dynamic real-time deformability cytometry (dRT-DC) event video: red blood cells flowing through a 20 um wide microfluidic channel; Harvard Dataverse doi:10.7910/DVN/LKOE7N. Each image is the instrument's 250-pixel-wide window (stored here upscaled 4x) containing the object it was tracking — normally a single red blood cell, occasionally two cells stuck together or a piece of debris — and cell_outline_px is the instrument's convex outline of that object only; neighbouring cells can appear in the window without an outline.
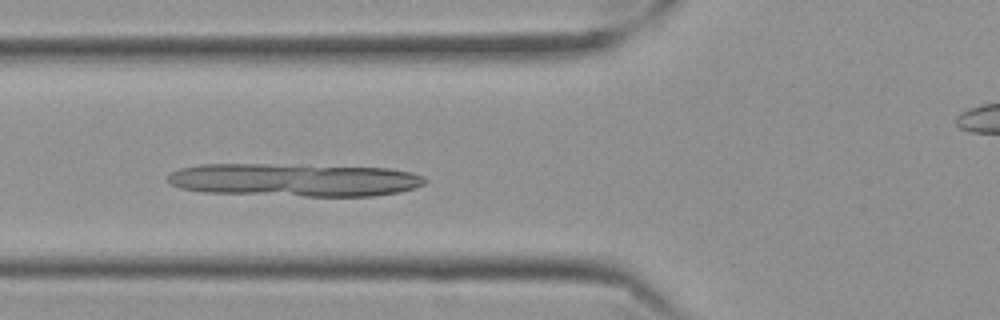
{"species": "Egyptian fruit bat (a non-hibernating species)", "species_latin": "Rousettus aegyptiacus", "temperature_condition": "cold", "stored_images_in_passage": 56, "camera_frame_rate_fps": 3000, "um_per_image_px": 0.085, "frame": {"image": 1, "passage_image": 19, "time_ms": 6.0, "image_size_px": [1000, 320], "cell_outline_px": [[428, 180], [424, 184], [416, 188], [400, 192], [372, 196], [304, 196], [204, 192], [180, 188], [168, 184], [168, 176], [172, 172], [180, 168], [200, 164], [268, 164], [388, 168], [412, 172], [424, 176]], "centroid_in_image_um": [25.04, 15.29], "position_along_channel_um": 100.8, "area_um2": 49.71}}
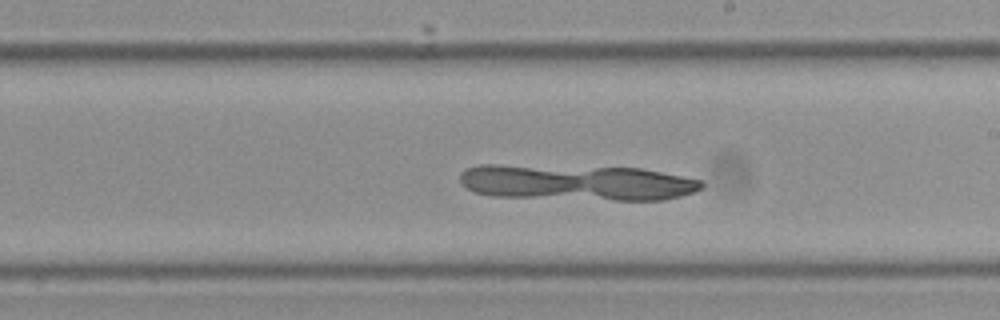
{"frame": {"image": 2, "passage_image": 31, "time_ms": 10.0, "image_size_px": [1000, 320], "cell_outline_px": [[704, 184], [696, 192], [664, 200], [616, 200], [492, 196], [476, 192], [460, 184], [460, 172], [468, 168], [480, 164], [500, 164], [640, 168], [700, 180]], "centroid_in_image_um": [48.97, 15.51], "position_along_channel_um": 240.0, "area_um2": 50.58}}
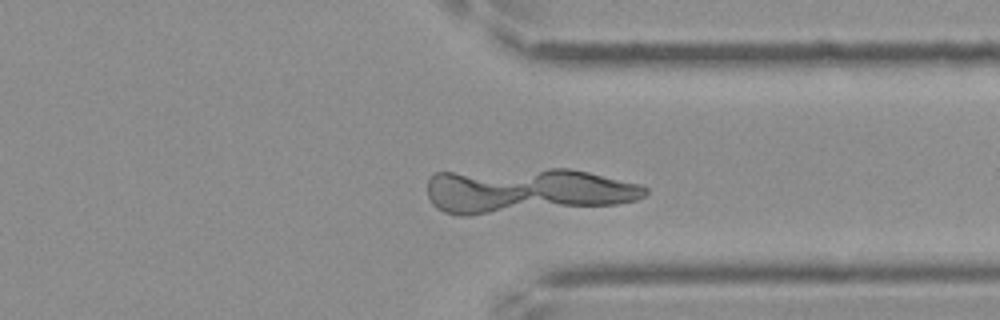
{"frame": {"image": 3, "passage_image": 42, "time_ms": 13.667, "image_size_px": [1000, 320], "cell_outline_px": [[648, 192], [644, 196], [636, 200], [616, 204], [472, 216], [456, 216], [444, 212], [436, 208], [432, 204], [428, 196], [428, 180], [436, 172], [548, 168], [568, 168], [588, 172], [640, 184], [648, 188]], "centroid_in_image_um": [44.72, 16.22], "position_along_channel_um": 366.7, "area_um2": 57.92}}